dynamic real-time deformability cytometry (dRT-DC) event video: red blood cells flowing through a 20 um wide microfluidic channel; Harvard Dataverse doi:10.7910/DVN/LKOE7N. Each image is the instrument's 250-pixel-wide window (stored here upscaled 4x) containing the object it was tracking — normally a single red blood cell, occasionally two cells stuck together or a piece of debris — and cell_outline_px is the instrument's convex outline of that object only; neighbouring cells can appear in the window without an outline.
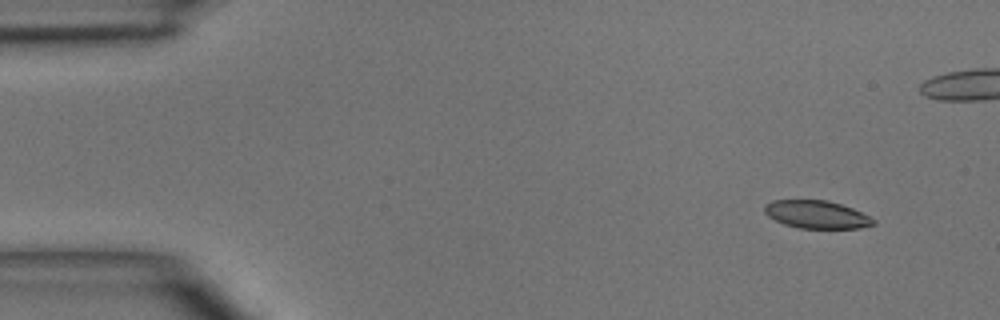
{"species": "common noctule bat (a hibernating species)", "species_latin": "Nyctalus noctula", "temperature_condition": "room temperature", "stored_images_in_passage": 5, "camera_frame_rate_fps": 3000, "um_per_image_px": 0.085, "animal": {"sex": "male", "body_mass_g": 15.6}, "frame": {"image": 1, "passage_image": 1, "time_ms": 0.0, "image_size_px": [1000, 320], "cell_outline_px": [[876, 224], [860, 228], [800, 228], [784, 224], [768, 216], [764, 212], [764, 204], [772, 200], [828, 200], [852, 208], [872, 216], [876, 220]], "centroid_in_image_um": [69.44, 18.23], "position_along_channel_um": 15.6, "area_um2": 17.8}}